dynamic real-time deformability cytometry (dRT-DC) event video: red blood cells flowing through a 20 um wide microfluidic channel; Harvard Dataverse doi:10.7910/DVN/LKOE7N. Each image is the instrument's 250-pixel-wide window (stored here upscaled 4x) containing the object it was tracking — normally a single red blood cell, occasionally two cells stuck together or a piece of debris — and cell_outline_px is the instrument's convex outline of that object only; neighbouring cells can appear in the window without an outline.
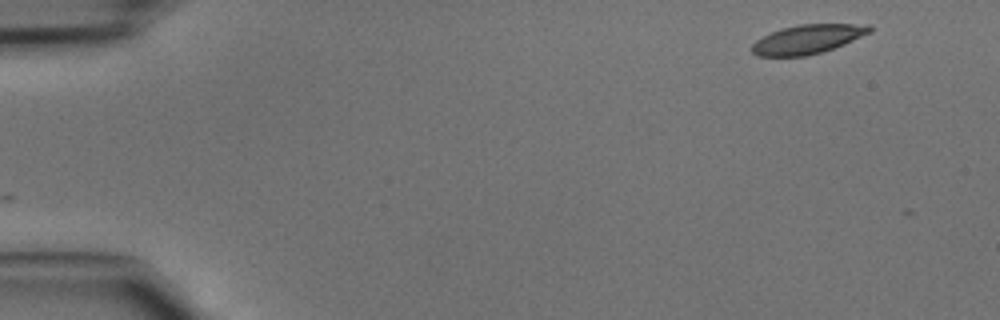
{"species": "common noctule bat (a hibernating species)", "species_latin": "Nyctalus noctula", "temperature_condition": "cold", "stored_images_in_passage": 8, "camera_frame_rate_fps": 3000, "um_per_image_px": 0.085, "animal": {"sex": "male", "body_mass_g": 15.6}, "frame": {"image": 1, "passage_image": 1, "time_ms": 0.0, "image_size_px": [1000, 320], "cell_outline_px": [[872, 32], [844, 44], [820, 52], [804, 56], [756, 56], [752, 52], [752, 44], [756, 40], [780, 28], [800, 24], [868, 24], [872, 28]], "centroid_in_image_um": [68.65, 3.32], "position_along_channel_um": 16.4, "area_um2": 19.83}}